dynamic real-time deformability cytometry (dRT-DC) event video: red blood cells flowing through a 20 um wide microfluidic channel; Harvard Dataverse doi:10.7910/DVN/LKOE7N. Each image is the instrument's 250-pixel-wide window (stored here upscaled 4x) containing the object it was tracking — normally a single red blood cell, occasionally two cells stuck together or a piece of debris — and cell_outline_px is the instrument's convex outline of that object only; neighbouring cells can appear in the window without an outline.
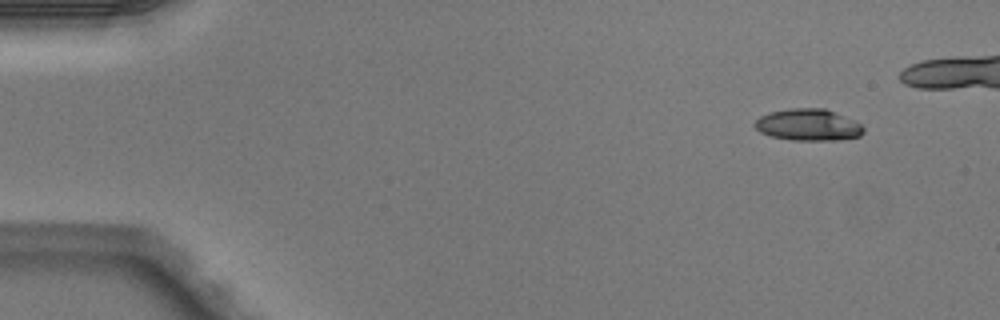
{"species": "Egyptian fruit bat (a non-hibernating species)", "species_latin": "Rousettus aegyptiacus", "temperature_condition": "warm", "stored_images_in_passage": 3, "camera_frame_rate_fps": 3000, "um_per_image_px": 0.085, "animal": {"sex": "male"}, "frame": {"image": 1, "passage_image": 1, "time_ms": 0.0, "image_size_px": [1000, 320], "cell_outline_px": [[864, 132], [860, 136], [836, 140], [792, 140], [772, 136], [760, 132], [752, 124], [760, 116], [768, 112], [788, 108], [824, 108], [852, 120], [860, 124], [864, 128]], "centroid_in_image_um": [68.66, 10.61], "position_along_channel_um": 16.3, "area_um2": 20.0}}
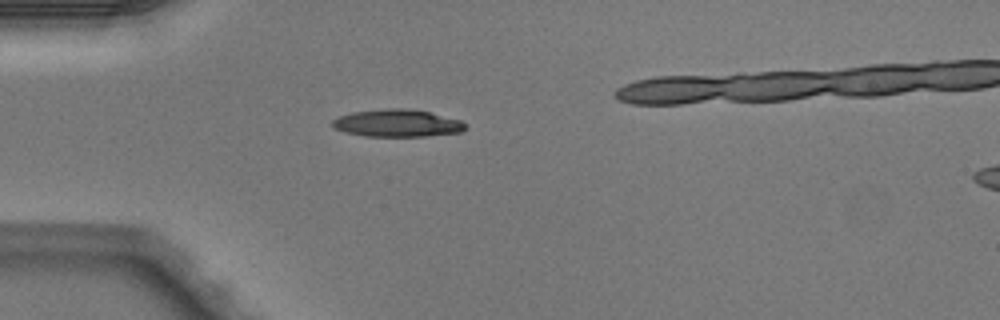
{"frame": {"image": 2, "passage_image": 3, "time_ms": 0.667, "image_size_px": [1000, 320], "cell_outline_px": [[464, 128], [460, 132], [428, 136], [364, 136], [344, 132], [332, 128], [332, 120], [340, 116], [352, 112], [388, 108], [404, 108], [428, 112], [460, 120], [464, 124]], "centroid_in_image_um": [33.7, 10.47], "position_along_channel_um": 51.3, "area_um2": 21.04}}